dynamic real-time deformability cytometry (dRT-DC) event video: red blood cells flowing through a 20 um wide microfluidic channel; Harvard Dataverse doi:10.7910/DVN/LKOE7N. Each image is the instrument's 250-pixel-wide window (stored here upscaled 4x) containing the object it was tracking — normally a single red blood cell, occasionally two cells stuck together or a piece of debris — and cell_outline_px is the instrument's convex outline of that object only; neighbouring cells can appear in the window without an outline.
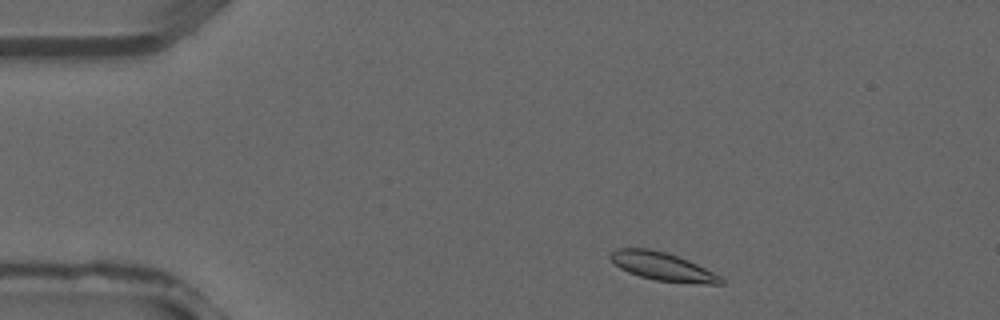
{"species": "common noctule bat (a hibernating species)", "species_latin": "Nyctalus noctula", "temperature_condition": "warm", "stored_images_in_passage": 24, "camera_frame_rate_fps": 3000, "um_per_image_px": 0.085, "animal": {"sex": "male", "forearm_length_mm": 52.5}, "frame": {"image": 1, "passage_image": 2, "time_ms": 0.333, "image_size_px": [1000, 320], "cell_outline_px": [[724, 284], [708, 284], [656, 280], [640, 276], [628, 272], [620, 268], [608, 256], [616, 248], [648, 248], [664, 252], [688, 260], [720, 276], [724, 280]], "centroid_in_image_um": [56.29, 22.65], "position_along_channel_um": 28.7, "area_um2": 17.8}}
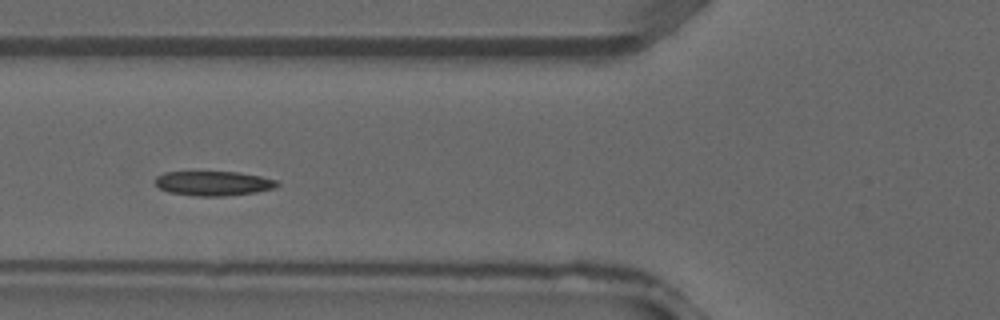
{"frame": {"image": 2, "passage_image": 10, "time_ms": 3.0, "image_size_px": [1000, 320], "cell_outline_px": [[280, 184], [276, 188], [256, 192], [224, 196], [196, 196], [168, 192], [160, 188], [152, 180], [156, 176], [164, 172], [240, 172], [260, 176], [276, 180]], "centroid_in_image_um": [18.13, 15.58], "position_along_channel_um": 107.7, "area_um2": 17.57}}
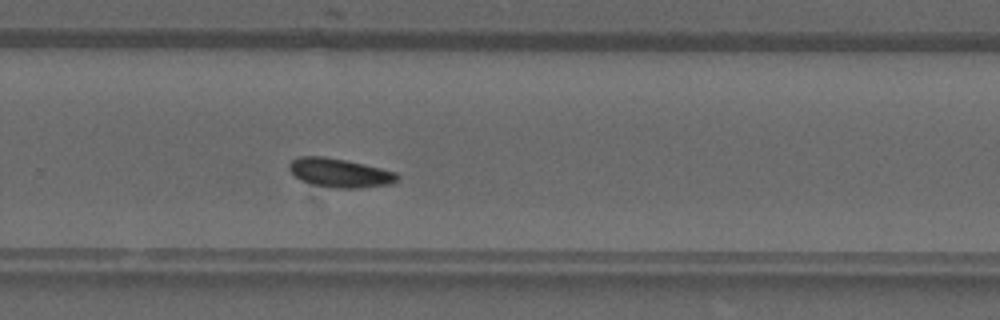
{"frame": {"image": 3, "passage_image": 21, "time_ms": 6.667, "image_size_px": [1000, 320], "cell_outline_px": [[400, 180], [392, 184], [360, 188], [328, 188], [312, 184], [300, 180], [288, 168], [288, 164], [292, 160], [300, 156], [324, 156], [364, 164], [396, 172], [400, 176]], "centroid_in_image_um": [28.9, 14.7], "position_along_channel_um": 300.9, "area_um2": 18.38}}